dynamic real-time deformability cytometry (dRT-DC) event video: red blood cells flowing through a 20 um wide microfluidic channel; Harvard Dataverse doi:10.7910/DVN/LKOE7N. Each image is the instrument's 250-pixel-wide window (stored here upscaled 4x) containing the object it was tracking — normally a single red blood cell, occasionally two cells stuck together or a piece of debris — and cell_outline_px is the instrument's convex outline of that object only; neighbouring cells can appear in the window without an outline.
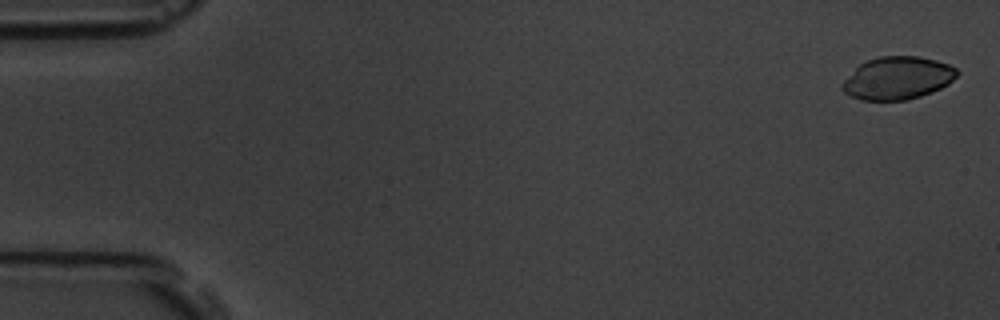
{"species": "common noctule bat (a hibernating species)", "species_latin": "Nyctalus noctula", "temperature_condition": "room temperature", "stored_images_in_passage": 17, "camera_frame_rate_fps": 3000, "um_per_image_px": 0.085, "animal": {"sex": "male", "body_mass_g": 19.5, "forearm_length_mm": 54.6}, "frame": {"image": 1, "passage_image": 2, "time_ms": 0.333, "image_size_px": [1000, 320], "cell_outline_px": [[960, 72], [948, 84], [940, 88], [920, 96], [908, 100], [860, 100], [844, 92], [840, 88], [840, 84], [860, 64], [868, 60], [880, 56], [920, 56], [936, 60], [948, 64], [956, 68]], "centroid_in_image_um": [76.29, 6.63], "position_along_channel_um": 8.7, "area_um2": 28.5}}